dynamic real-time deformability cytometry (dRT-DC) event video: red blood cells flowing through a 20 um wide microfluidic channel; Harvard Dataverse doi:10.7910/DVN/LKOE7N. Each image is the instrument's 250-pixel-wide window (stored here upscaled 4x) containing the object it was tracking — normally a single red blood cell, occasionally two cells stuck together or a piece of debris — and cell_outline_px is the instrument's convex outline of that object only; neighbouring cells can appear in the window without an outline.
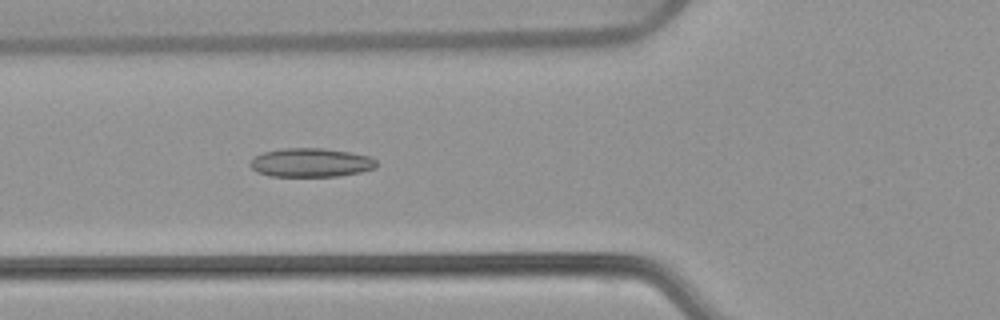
{"species": "common noctule bat (a hibernating species)", "species_latin": "Nyctalus noctula", "temperature_condition": "warm", "stored_images_in_passage": 53, "camera_frame_rate_fps": 3000, "um_per_image_px": 0.085, "animal": {"sex": "female", "body_mass_g": 22.7, "forearm_length_mm": 54.2}, "frame": {"image": 1, "passage_image": 20, "time_ms": 6.333, "image_size_px": [1000, 320], "cell_outline_px": [[380, 164], [376, 168], [360, 172], [340, 176], [268, 176], [256, 172], [248, 164], [252, 156], [264, 152], [280, 148], [324, 148], [348, 152], [368, 156], [376, 160]], "centroid_in_image_um": [26.39, 13.82], "position_along_channel_um": 99.4, "area_um2": 21.5}}
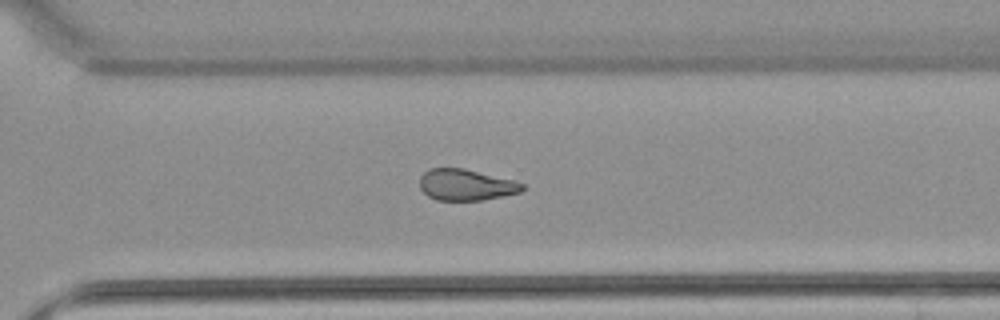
{"frame": {"image": 2, "passage_image": 38, "time_ms": 12.333, "image_size_px": [1000, 320], "cell_outline_px": [[524, 188], [520, 192], [504, 196], [484, 200], [436, 200], [428, 196], [420, 188], [420, 176], [428, 168], [464, 168], [516, 180], [524, 184]], "centroid_in_image_um": [39.62, 15.7], "position_along_channel_um": 331.0, "area_um2": 18.9}}
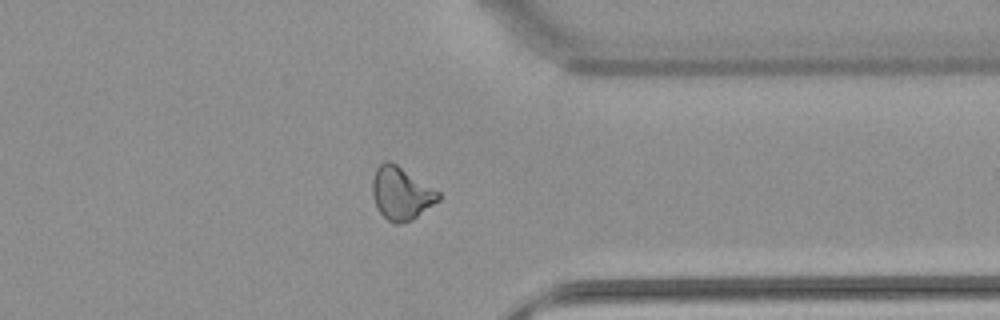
{"frame": {"image": 3, "passage_image": 42, "time_ms": 13.667, "image_size_px": [1000, 320], "cell_outline_px": [[440, 200], [412, 220], [400, 224], [396, 224], [388, 220], [380, 212], [372, 196], [372, 180], [376, 168], [384, 160], [392, 160], [440, 192]], "centroid_in_image_um": [34.1, 16.41], "position_along_channel_um": 377.3, "area_um2": 20.52}, "authors_computed_cell_mechanics": {"area_um2": 20.6924, "velocity_mm_per_s": 3.8638, "shape_relaxation_time_tau1_ms": null, "shape_relaxation_time_tau2_ms": 3.3005, "deformation_change_tau1": null, "deformation_change_tau2": 0.0956}}